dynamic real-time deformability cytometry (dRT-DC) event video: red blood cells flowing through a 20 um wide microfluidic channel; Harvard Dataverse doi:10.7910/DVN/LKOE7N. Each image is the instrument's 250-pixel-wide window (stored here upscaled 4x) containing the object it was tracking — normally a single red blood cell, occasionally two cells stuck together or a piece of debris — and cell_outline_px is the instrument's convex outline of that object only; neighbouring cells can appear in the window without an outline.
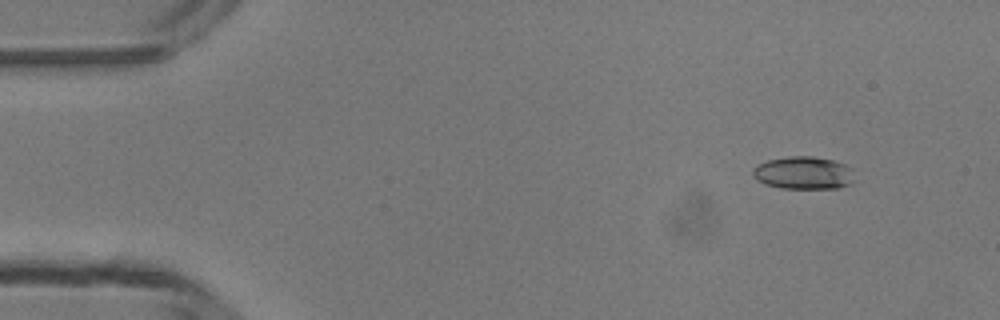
{"species": "common noctule bat (a hibernating species)", "species_latin": "Nyctalus noctula", "temperature_condition": "room temperature", "stored_images_in_passage": 14, "camera_frame_rate_fps": 3000, "um_per_image_px": 0.085, "animal": {"sex": "male", "body_mass_g": 13.3}, "frame": {"image": 1, "passage_image": 5, "time_ms": 1.333, "image_size_px": [1000, 320], "cell_outline_px": [[856, 180], [852, 184], [836, 188], [780, 188], [764, 184], [756, 180], [752, 176], [752, 172], [756, 164], [768, 160], [788, 156], [812, 156], [832, 160], [844, 164], [852, 168]], "centroid_in_image_um": [68.3, 14.7], "position_along_channel_um": 16.7, "area_um2": 19.71}}